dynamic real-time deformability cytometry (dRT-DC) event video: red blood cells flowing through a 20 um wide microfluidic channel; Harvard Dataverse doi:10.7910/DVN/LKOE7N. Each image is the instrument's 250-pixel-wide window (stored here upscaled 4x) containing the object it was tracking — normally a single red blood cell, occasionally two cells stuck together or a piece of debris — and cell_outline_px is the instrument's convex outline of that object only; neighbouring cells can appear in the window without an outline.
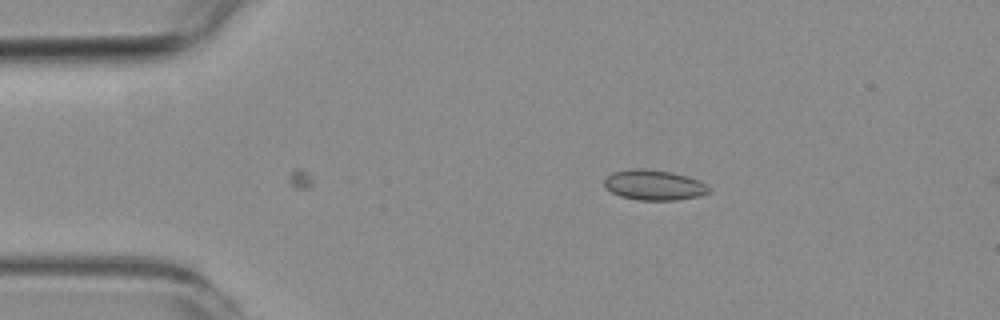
{"species": "common noctule bat (a hibernating species)", "species_latin": "Nyctalus noctula", "temperature_condition": "room temperature", "stored_images_in_passage": 2, "camera_frame_rate_fps": 3000, "um_per_image_px": 0.085, "animal": {"sex": "female", "body_mass_g": 19.3, "forearm_length_mm": 54.1}, "frame": {"image": 1, "passage_image": 2, "time_ms": 1.333, "image_size_px": [1000, 320], "cell_outline_px": [[708, 192], [696, 196], [676, 200], [640, 200], [620, 196], [604, 188], [604, 180], [612, 172], [632, 168], [644, 168], [672, 172], [688, 176], [700, 180], [708, 184]], "centroid_in_image_um": [55.56, 15.71], "position_along_channel_um": 29.4, "area_um2": 18.5}}